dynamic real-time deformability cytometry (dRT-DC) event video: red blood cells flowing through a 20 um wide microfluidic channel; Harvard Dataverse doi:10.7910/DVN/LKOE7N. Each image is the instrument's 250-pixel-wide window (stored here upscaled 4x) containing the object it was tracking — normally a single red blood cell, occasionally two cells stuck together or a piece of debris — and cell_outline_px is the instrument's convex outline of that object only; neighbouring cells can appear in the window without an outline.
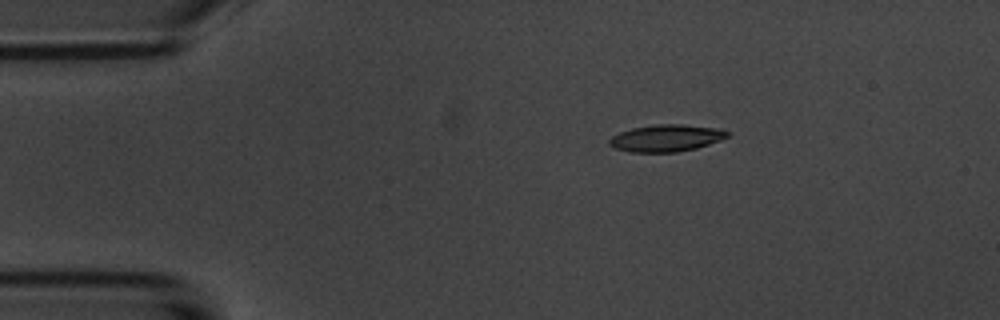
{"species": "common noctule bat (a hibernating species)", "species_latin": "Nyctalus noctula", "temperature_condition": "room temperature", "stored_images_in_passage": 2, "camera_frame_rate_fps": 3000, "um_per_image_px": 0.085, "animal": {"sex": "male", "body_mass_g": 20.1, "forearm_length_mm": 53.5}, "frame": {"image": 1, "passage_image": 1, "time_ms": 0.0, "image_size_px": [1000, 320], "cell_outline_px": [[728, 136], [720, 140], [696, 148], [676, 152], [632, 152], [616, 148], [608, 144], [608, 140], [612, 136], [620, 132], [632, 128], [656, 124], [680, 124], [720, 128], [728, 132]], "centroid_in_image_um": [56.61, 11.73], "position_along_channel_um": 28.4, "area_um2": 18.44}}